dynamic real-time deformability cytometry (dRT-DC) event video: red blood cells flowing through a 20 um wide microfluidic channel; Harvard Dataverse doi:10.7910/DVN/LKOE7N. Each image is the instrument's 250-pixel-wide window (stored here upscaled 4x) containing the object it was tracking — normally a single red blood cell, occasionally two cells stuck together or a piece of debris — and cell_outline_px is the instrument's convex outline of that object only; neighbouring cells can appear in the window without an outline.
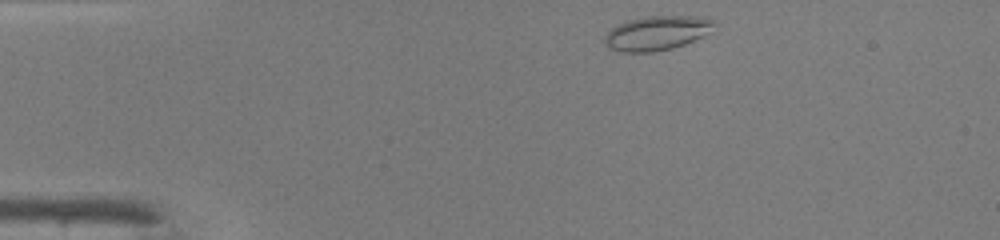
{"species": "common noctule bat (a hibernating species)", "species_latin": "Nyctalus noctula", "temperature_condition": "warm", "stored_images_in_passage": 40, "camera_frame_rate_fps": 3000, "um_per_image_px": 0.085, "animal": {"sex": "male", "body_mass_g": 19.0, "forearm_length_mm": 50.8}, "frame": {"image": 1, "passage_image": 1, "time_ms": 0.0, "image_size_px": [1000, 240], "cell_outline_px": [[716, 24], [704, 36], [684, 44], [672, 48], [652, 52], [620, 52], [608, 48], [604, 44], [604, 36], [608, 28], [616, 24], [628, 20], [644, 16], [700, 16], [712, 20]], "centroid_in_image_um": [55.76, 2.81], "position_along_channel_um": 29.2, "area_um2": 22.2}}
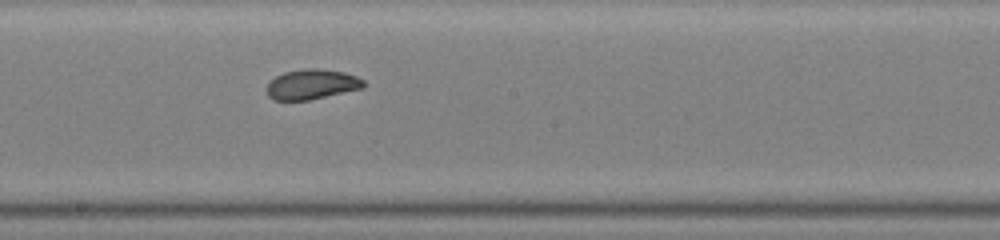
{"frame": {"image": 2, "passage_image": 19, "time_ms": 6.0, "image_size_px": [1000, 240], "cell_outline_px": [[364, 88], [308, 100], [272, 100], [268, 96], [268, 84], [276, 76], [284, 72], [304, 68], [320, 68], [344, 72], [356, 76], [364, 80]], "centroid_in_image_um": [26.52, 7.16], "position_along_channel_um": 221.7, "area_um2": 16.94}}
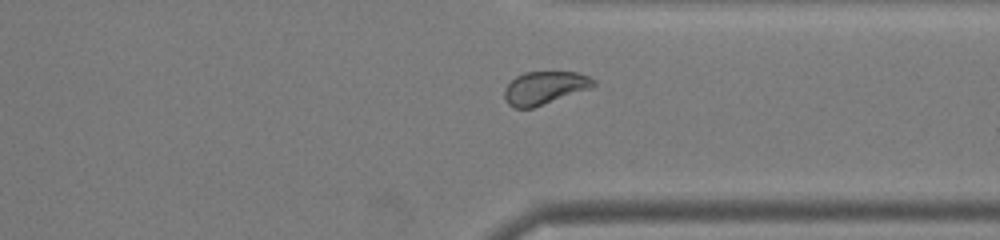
{"frame": {"image": 3, "passage_image": 29, "time_ms": 9.333, "image_size_px": [1000, 240], "cell_outline_px": [[596, 84], [592, 88], [532, 108], [512, 108], [508, 104], [504, 96], [504, 88], [516, 76], [524, 72], [576, 72], [588, 76], [596, 80]], "centroid_in_image_um": [46.29, 7.47], "position_along_channel_um": 365.1, "area_um2": 17.17}, "authors_computed_cell_mechanics": {"area_um2": 18.2359, "velocity_mm_per_s": 4.2813, "shape_relaxation_time_tau1_ms": 6.4751, "shape_relaxation_time_tau2_ms": 1.1296, "deformation_change_tau1": 0.1248, "deformation_change_tau2": 0.0569}}